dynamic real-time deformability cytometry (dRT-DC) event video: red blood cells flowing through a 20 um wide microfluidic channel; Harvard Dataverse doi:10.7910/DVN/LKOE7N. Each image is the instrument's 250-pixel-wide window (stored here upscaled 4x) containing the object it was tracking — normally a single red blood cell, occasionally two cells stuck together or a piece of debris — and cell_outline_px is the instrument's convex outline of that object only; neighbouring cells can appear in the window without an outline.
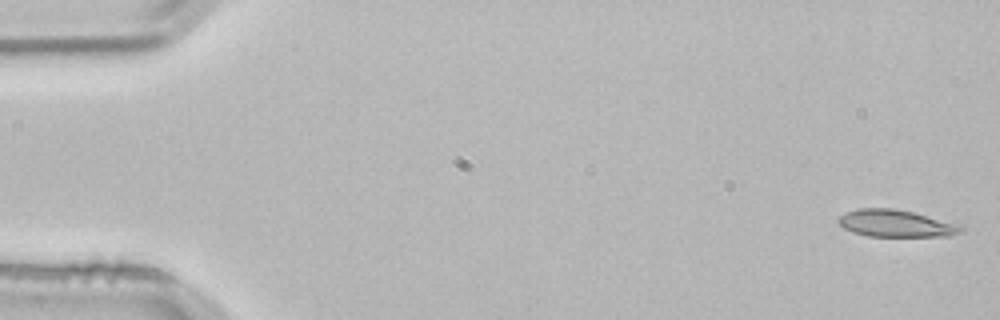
{"species": "common noctule bat (a hibernating species)", "species_latin": "Nyctalus noctula", "temperature_condition": "room temperature", "stored_images_in_passage": 52, "camera_frame_rate_fps": 3000, "um_per_image_px": 0.085, "animal": {"sex": "male", "body_mass_g": 21.5, "forearm_length_mm": 52.0}, "frame": {"image": 1, "passage_image": 1, "time_ms": 0.0, "image_size_px": [1000, 320], "cell_outline_px": [[964, 232], [952, 236], [868, 236], [852, 232], [844, 228], [836, 220], [840, 216], [848, 212], [860, 208], [892, 208], [912, 212], [964, 224]], "centroid_in_image_um": [76.25, 19.0], "position_along_channel_um": 8.8, "area_um2": 19.59}}
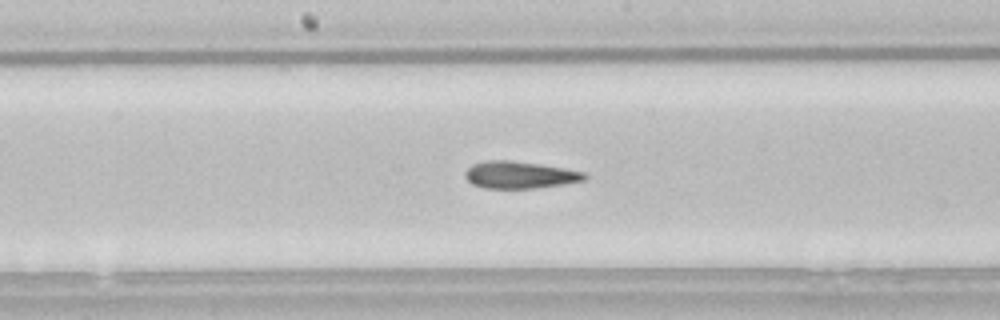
{"frame": {"image": 2, "passage_image": 27, "time_ms": 8.667, "image_size_px": [1000, 320], "cell_outline_px": [[588, 180], [564, 184], [536, 188], [484, 188], [472, 184], [464, 176], [464, 172], [472, 164], [488, 160], [508, 160], [540, 164], [564, 168], [584, 172], [588, 176]], "centroid_in_image_um": [44.19, 14.87], "position_along_channel_um": 204.0, "area_um2": 18.96}}
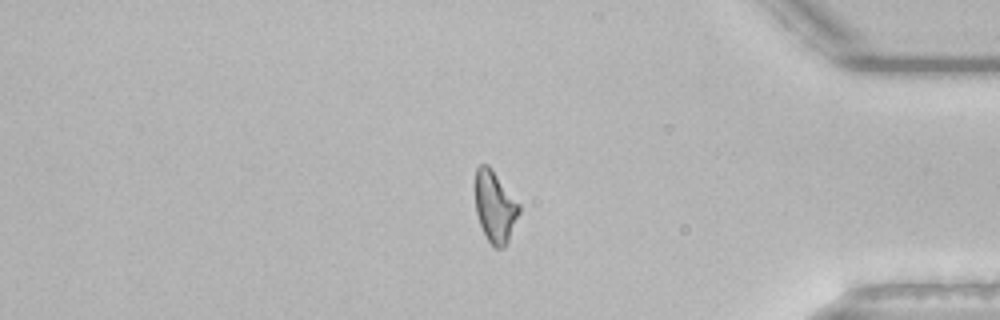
{"frame": {"image": 3, "passage_image": 44, "time_ms": 14.333, "image_size_px": [1000, 320], "cell_outline_px": [[520, 212], [508, 240], [504, 248], [492, 248], [480, 224], [476, 212], [472, 188], [472, 184], [476, 168], [480, 164], [488, 164], [492, 168], [520, 204]], "centroid_in_image_um": [42.02, 17.51], "position_along_channel_um": 393.2, "area_um2": 18.9}, "authors_computed_cell_mechanics": {"area_um2": 18.9006, "velocity_mm_per_s": 3.8382, "shape_relaxation_time_tau1_ms": null, "shape_relaxation_time_tau2_ms": 3.5245, "deformation_change_tau1": null, "deformation_change_tau2": 0.1018}}